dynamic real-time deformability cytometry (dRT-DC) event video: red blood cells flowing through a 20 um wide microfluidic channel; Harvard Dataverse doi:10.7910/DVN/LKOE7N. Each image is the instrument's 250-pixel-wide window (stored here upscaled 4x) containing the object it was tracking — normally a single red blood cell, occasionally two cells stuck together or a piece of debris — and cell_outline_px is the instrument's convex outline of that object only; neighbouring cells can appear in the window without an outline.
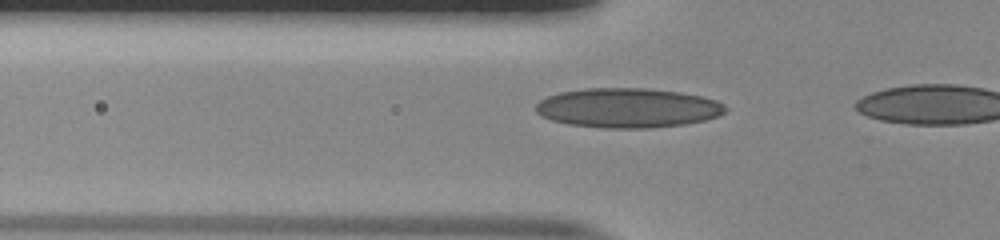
{"species": "human", "species_latin": "Homo sapiens", "temperature_condition": "room temperature", "stored_images_in_passage": 14, "camera_frame_rate_fps": 3000, "um_per_image_px": 0.085, "donor": {"sex": "male"}, "frame": {"image": 1, "passage_image": 11, "time_ms": 3.333, "image_size_px": [1000, 240], "cell_outline_px": [[728, 108], [720, 116], [704, 120], [684, 124], [648, 128], [604, 128], [568, 124], [552, 120], [540, 116], [536, 112], [536, 104], [540, 100], [548, 96], [560, 92], [584, 88], [648, 88], [680, 92], [700, 96], [716, 100], [724, 104]], "centroid_in_image_um": [53.35, 9.17], "position_along_channel_um": 72.4, "area_um2": 43.87}}